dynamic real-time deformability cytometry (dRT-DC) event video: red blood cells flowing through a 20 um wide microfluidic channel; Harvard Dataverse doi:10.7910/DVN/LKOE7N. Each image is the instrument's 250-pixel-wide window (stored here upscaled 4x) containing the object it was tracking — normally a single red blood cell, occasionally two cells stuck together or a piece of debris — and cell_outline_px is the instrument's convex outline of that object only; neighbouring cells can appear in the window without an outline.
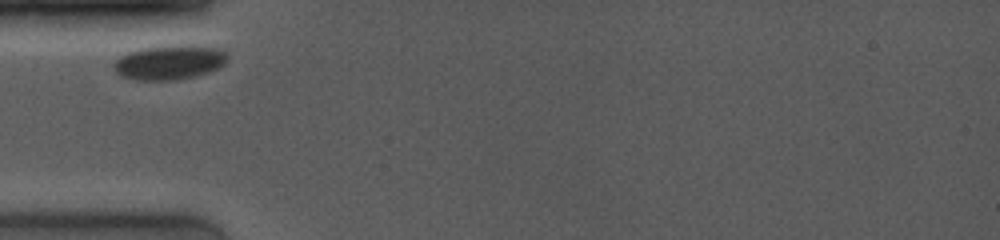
{"species": "common noctule bat (a hibernating species)", "species_latin": "Nyctalus noctula", "temperature_condition": "room temperature", "stored_images_in_passage": 9, "camera_frame_rate_fps": 4000, "um_per_image_px": 0.085, "animal": {"sex": "female", "body_mass_g": 19.0, "forearm_length_mm": 53.3}, "frame": {"image": 1, "passage_image": 1, "time_ms": 0.0, "image_size_px": [1000, 240], "cell_outline_px": [[228, 60], [220, 68], [192, 76], [176, 80], [140, 80], [120, 76], [116, 72], [112, 64], [120, 56], [128, 52], [140, 48], [172, 44], [176, 44], [212, 48], [224, 52], [228, 56]], "centroid_in_image_um": [14.35, 5.29], "position_along_channel_um": 70.7, "area_um2": 22.77}}
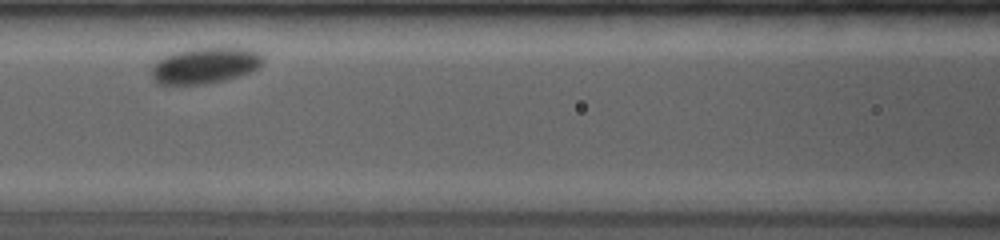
{"frame": {"image": 2, "passage_image": 3, "time_ms": 2.25, "image_size_px": [1000, 240], "cell_outline_px": [[264, 64], [248, 72], [224, 80], [204, 84], [156, 84], [152, 76], [152, 64], [164, 56], [172, 52], [188, 48], [252, 48], [264, 56]], "centroid_in_image_um": [17.42, 5.55], "position_along_channel_um": 149.2, "area_um2": 23.52}}
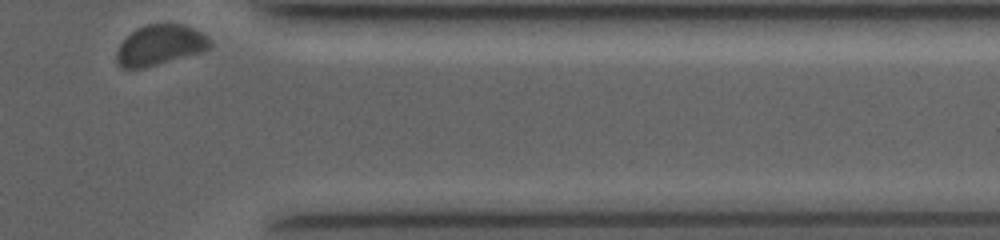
{"frame": {"image": 3, "passage_image": 9, "time_ms": 9.25, "image_size_px": [1000, 240], "cell_outline_px": [[212, 44], [208, 48], [200, 52], [156, 64], [140, 68], [120, 68], [116, 60], [116, 52], [120, 44], [136, 28], [148, 24], [184, 24], [208, 36]], "centroid_in_image_um": [13.58, 3.82], "position_along_channel_um": 397.8, "area_um2": 21.56}}